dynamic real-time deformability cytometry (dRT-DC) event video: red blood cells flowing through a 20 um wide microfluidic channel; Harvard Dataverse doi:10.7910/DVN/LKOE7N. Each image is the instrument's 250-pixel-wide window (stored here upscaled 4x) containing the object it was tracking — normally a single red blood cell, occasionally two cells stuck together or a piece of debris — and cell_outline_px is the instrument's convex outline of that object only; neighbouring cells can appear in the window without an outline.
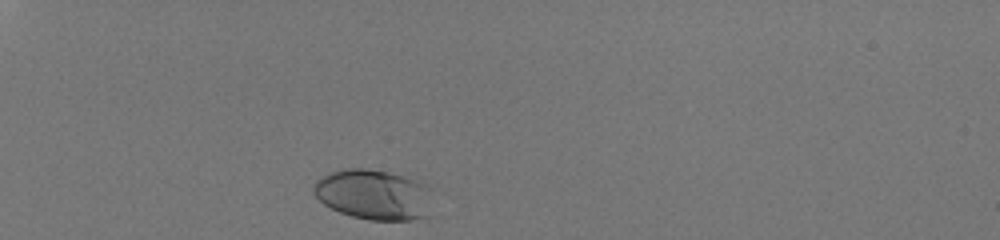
{"species": "human", "species_latin": "Homo sapiens", "temperature_condition": "room temperature", "stored_images_in_passage": 32, "camera_frame_rate_fps": 3000, "um_per_image_px": 0.085, "donor": {"sex": "male"}, "frame": {"image": 1, "passage_image": 2, "time_ms": 0.333, "image_size_px": [1000, 240], "cell_outline_px": [[436, 188], [428, 216], [412, 220], [368, 220], [352, 216], [340, 212], [324, 204], [312, 192], [312, 184], [316, 180], [332, 172], [344, 168], [364, 168], [388, 172], [404, 176], [428, 184]], "centroid_in_image_um": [31.85, 16.54], "position_along_channel_um": 53.2, "area_um2": 35.6}}
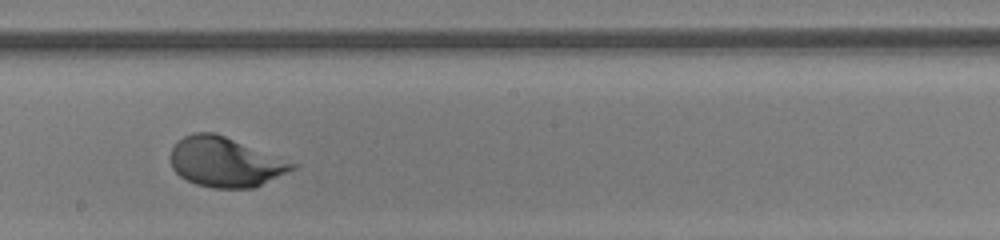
{"frame": {"image": 2, "passage_image": 19, "time_ms": 6.0, "image_size_px": [1000, 240], "cell_outline_px": [[300, 164], [296, 168], [256, 188], [212, 188], [196, 184], [180, 176], [172, 168], [168, 156], [172, 148], [184, 136], [192, 132], [216, 132]], "centroid_in_image_um": [19.17, 13.77], "position_along_channel_um": 229.0, "area_um2": 35.78}}
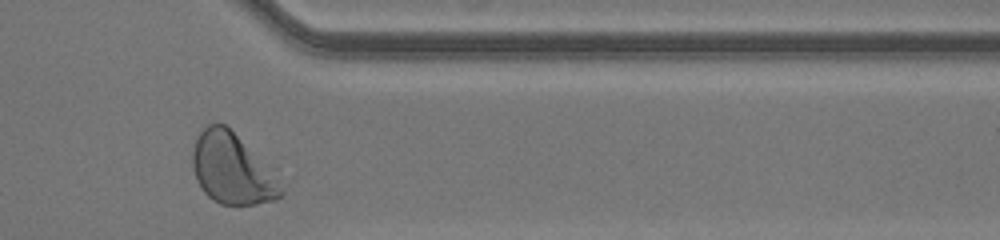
{"frame": {"image": 3, "passage_image": 31, "time_ms": 10.0, "image_size_px": [1000, 240], "cell_outline_px": [[284, 192], [276, 200], [256, 204], [220, 204], [212, 200], [200, 188], [196, 180], [192, 168], [192, 148], [196, 136], [208, 124], [224, 124], [276, 168]], "centroid_in_image_um": [19.77, 14.35], "position_along_channel_um": 391.6, "area_um2": 37.45}, "authors_computed_cell_mechanics": {"area_um2": 34.3043, "velocity_mm_per_s": 4.0826, "shape_relaxation_time_tau1_ms": 2.2057, "shape_relaxation_time_tau2_ms": null, "deformation_change_tau1": 0.1766, "deformation_change_tau2": null}}